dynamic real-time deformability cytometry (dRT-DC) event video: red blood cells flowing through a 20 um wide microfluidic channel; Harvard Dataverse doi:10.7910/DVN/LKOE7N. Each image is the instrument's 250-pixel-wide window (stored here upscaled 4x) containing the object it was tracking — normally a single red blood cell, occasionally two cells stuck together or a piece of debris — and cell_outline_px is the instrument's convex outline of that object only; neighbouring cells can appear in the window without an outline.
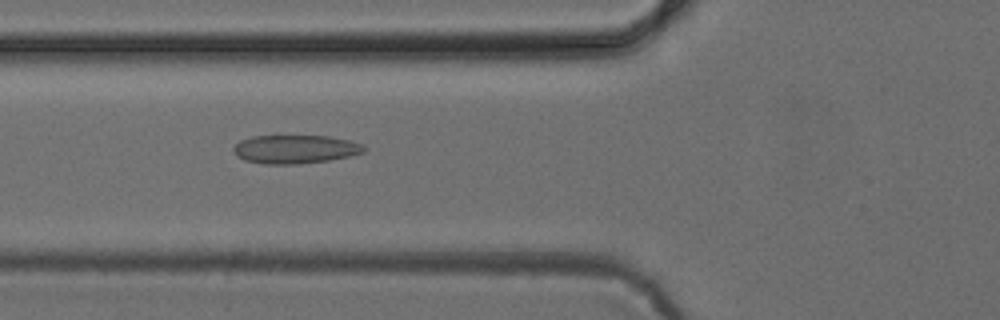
{"species": "common noctule bat (a hibernating species)", "species_latin": "Nyctalus noctula", "temperature_condition": "cold", "stored_images_in_passage": 48, "camera_frame_rate_fps": 3000, "um_per_image_px": 0.085, "animal": {"sex": "female", "body_mass_g": 24.6, "forearm_length_mm": 56.2}, "frame": {"image": 1, "passage_image": 19, "time_ms": 6.0, "image_size_px": [1000, 320], "cell_outline_px": [[364, 152], [348, 156], [328, 160], [296, 164], [264, 164], [244, 160], [236, 156], [232, 148], [240, 140], [252, 136], [276, 132], [328, 136], [348, 140], [364, 144]], "centroid_in_image_um": [25.01, 12.62], "position_along_channel_um": 100.8, "area_um2": 22.72}}
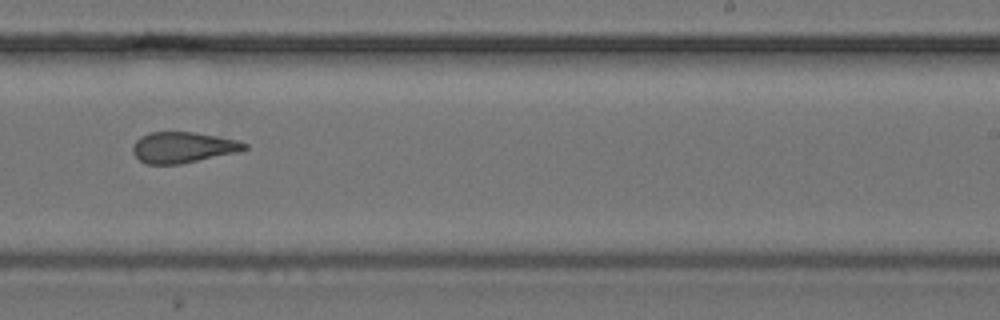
{"frame": {"image": 2, "passage_image": 32, "time_ms": 10.333, "image_size_px": [1000, 320], "cell_outline_px": [[248, 148], [240, 152], [180, 164], [148, 164], [140, 160], [132, 152], [132, 148], [136, 140], [140, 136], [152, 132], [192, 132], [216, 136], [236, 140], [248, 144]], "centroid_in_image_um": [15.56, 12.53], "position_along_channel_um": 273.4, "area_um2": 20.06}}
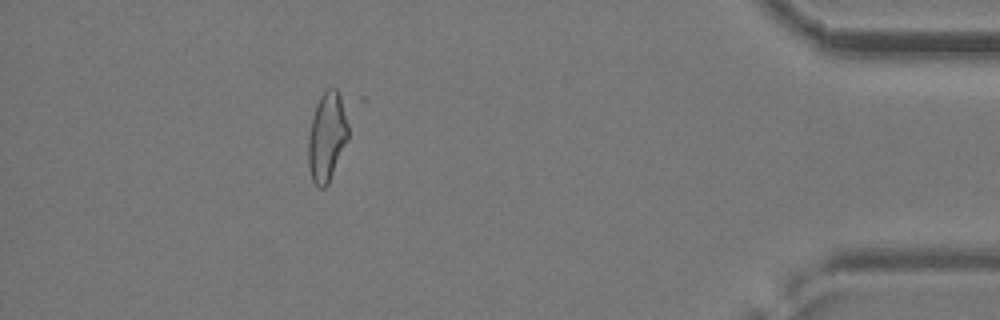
{"frame": {"image": 3, "passage_image": 46, "time_ms": 15.0, "image_size_px": [1000, 320], "cell_outline_px": [[348, 140], [328, 184], [324, 188], [320, 188], [312, 180], [308, 164], [308, 136], [312, 116], [316, 104], [320, 96], [328, 88], [336, 88], [348, 100]], "centroid_in_image_um": [27.84, 11.53], "position_along_channel_um": 407.4, "area_um2": 21.56}}